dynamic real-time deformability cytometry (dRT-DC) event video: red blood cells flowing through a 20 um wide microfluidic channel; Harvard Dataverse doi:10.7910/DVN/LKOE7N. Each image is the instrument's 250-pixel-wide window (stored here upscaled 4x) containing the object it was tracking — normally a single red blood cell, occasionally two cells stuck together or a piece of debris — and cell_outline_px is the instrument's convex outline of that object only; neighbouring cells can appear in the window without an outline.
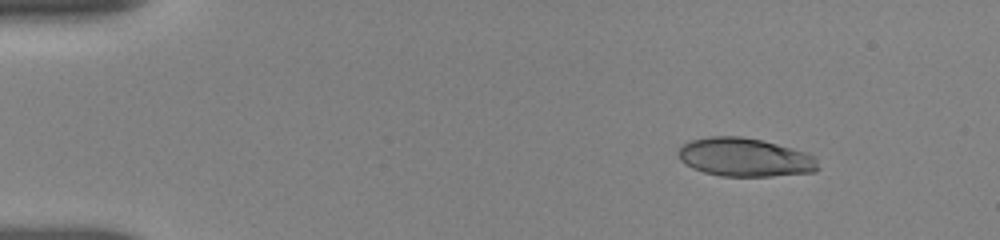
{"species": "human", "species_latin": "Homo sapiens", "temperature_condition": "room temperature", "stored_images_in_passage": 27, "camera_frame_rate_fps": 3000, "um_per_image_px": 0.085, "donor": {"sex": "female"}, "frame": {"image": 1, "passage_image": 1, "time_ms": 0.0, "image_size_px": [1000, 240], "cell_outline_px": [[820, 168], [816, 172], [772, 176], [720, 176], [704, 172], [692, 168], [684, 164], [680, 160], [676, 152], [688, 140], [708, 136], [740, 136], [760, 140], [808, 152], [816, 156]], "centroid_in_image_um": [63.32, 13.37], "position_along_channel_um": 21.7, "area_um2": 31.79}}
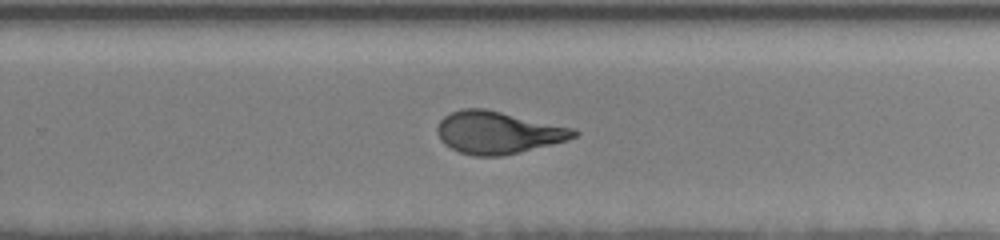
{"frame": {"image": 2, "passage_image": 14, "time_ms": 9.333, "image_size_px": [1000, 240], "cell_outline_px": [[580, 132], [576, 136], [568, 140], [500, 156], [472, 156], [460, 152], [444, 144], [440, 140], [436, 132], [436, 128], [440, 120], [444, 116], [460, 108], [484, 108], [576, 128]], "centroid_in_image_um": [42.31, 11.25], "position_along_channel_um": 287.5, "area_um2": 33.76}}
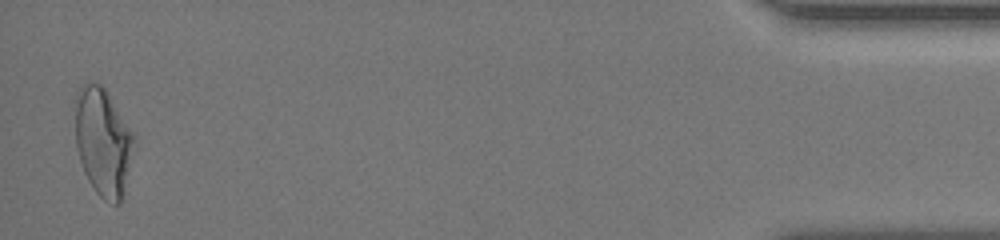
{"frame": {"image": 3, "passage_image": 27, "time_ms": 15.0, "image_size_px": [1000, 240], "cell_outline_px": [[136, 140], [120, 204], [116, 204], [104, 200], [96, 192], [88, 180], [84, 172], [76, 148], [76, 92], [84, 80], [100, 84], [104, 88], [136, 136]], "centroid_in_image_um": [8.76, 12.03], "position_along_channel_um": 426.4, "area_um2": 36.88}, "authors_computed_cell_mechanics": {"area_um2": 33.6974, "velocity_mm_per_s": 3.8363, "shape_relaxation_time_tau1_ms": 6.4704, "shape_relaxation_time_tau2_ms": 0.6725, "deformation_change_tau1": 0.204, "deformation_change_tau2": 0.057}}